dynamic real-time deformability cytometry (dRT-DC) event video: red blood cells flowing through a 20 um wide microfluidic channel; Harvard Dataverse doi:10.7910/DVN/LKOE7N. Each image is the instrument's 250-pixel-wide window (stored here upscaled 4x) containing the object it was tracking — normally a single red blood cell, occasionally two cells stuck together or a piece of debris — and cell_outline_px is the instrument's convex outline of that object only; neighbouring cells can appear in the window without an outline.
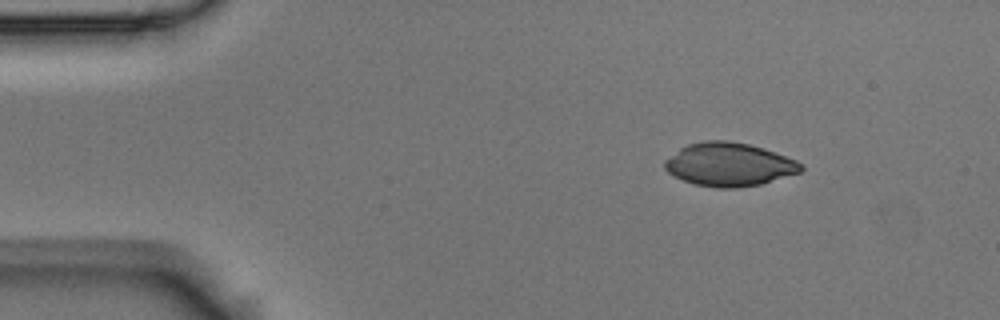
{"species": "Egyptian fruit bat (a non-hibernating species)", "species_latin": "Rousettus aegyptiacus", "temperature_condition": "room temperature", "stored_images_in_passage": 6, "camera_frame_rate_fps": 3000, "um_per_image_px": 0.085, "animal": {"sex": "male"}, "frame": {"image": 1, "passage_image": 1, "time_ms": 0.0, "image_size_px": [1000, 320], "cell_outline_px": [[804, 168], [800, 172], [760, 184], [736, 188], [716, 188], [692, 184], [668, 172], [664, 168], [664, 160], [680, 148], [688, 144], [704, 140], [728, 140], [748, 144], [764, 148], [796, 160], [804, 164]], "centroid_in_image_um": [61.97, 13.97], "position_along_channel_um": 23.0, "area_um2": 34.51}}